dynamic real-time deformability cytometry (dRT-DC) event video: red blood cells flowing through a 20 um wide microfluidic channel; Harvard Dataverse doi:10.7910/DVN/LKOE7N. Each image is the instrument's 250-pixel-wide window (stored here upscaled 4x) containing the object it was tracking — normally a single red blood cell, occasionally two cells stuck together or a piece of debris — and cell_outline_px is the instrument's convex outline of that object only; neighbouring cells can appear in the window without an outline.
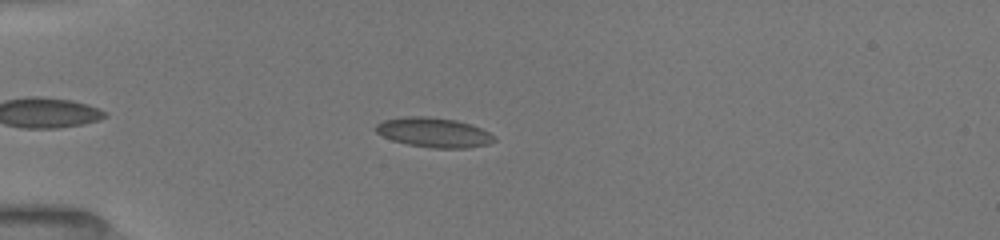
{"species": "common noctule bat (a hibernating species)", "species_latin": "Nyctalus noctula", "temperature_condition": "room temperature", "stored_images_in_passage": 42, "camera_frame_rate_fps": 3000, "um_per_image_px": 0.085, "animal": {"sex": "female", "body_mass_g": 19.5, "forearm_length_mm": 54.1}, "frame": {"image": 1, "passage_image": 9, "time_ms": 2.667, "image_size_px": [1000, 240], "cell_outline_px": [[496, 140], [488, 144], [468, 148], [432, 148], [408, 144], [392, 140], [376, 132], [372, 128], [376, 124], [384, 120], [404, 116], [428, 116], [456, 120], [472, 124], [488, 132]], "centroid_in_image_um": [36.84, 11.25], "position_along_channel_um": 48.2, "area_um2": 20.52}}
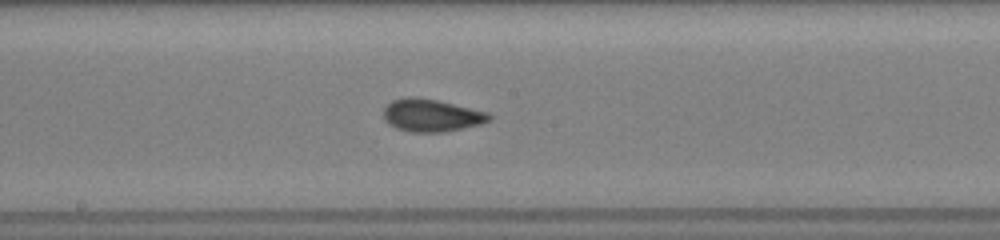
{"frame": {"image": 2, "passage_image": 23, "time_ms": 7.333, "image_size_px": [1000, 240], "cell_outline_px": [[492, 116], [488, 120], [480, 124], [464, 128], [444, 132], [412, 132], [396, 128], [388, 124], [384, 120], [384, 108], [392, 100], [408, 96], [416, 96], [436, 100], [488, 112]], "centroid_in_image_um": [36.64, 9.8], "position_along_channel_um": 211.6, "area_um2": 20.0}}
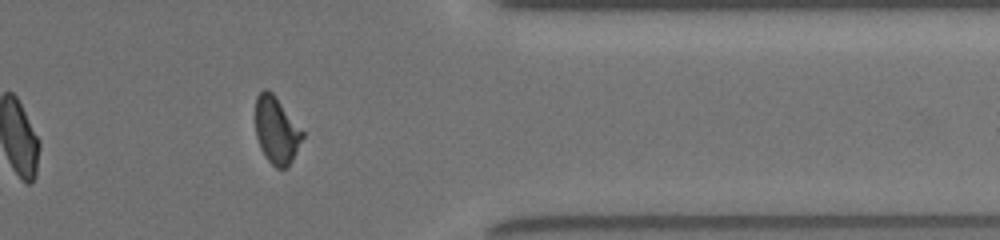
{"frame": {"image": 3, "passage_image": 37, "time_ms": 12.0, "image_size_px": [1000, 240], "cell_outline_px": [[304, 136], [288, 168], [276, 168], [264, 156], [260, 148], [256, 136], [256, 96], [264, 88], [268, 88], [276, 96], [304, 132]], "centroid_in_image_um": [23.49, 11.07], "position_along_channel_um": 387.9, "area_um2": 18.44}, "authors_computed_cell_mechanics": {"area_um2": 19.2185, "velocity_mm_per_s": 4.0118, "shape_relaxation_time_tau1_ms": 5.7106, "shape_relaxation_time_tau2_ms": 1.5446, "deformation_change_tau1": 0.1491, "deformation_change_tau2": 0.0547}}